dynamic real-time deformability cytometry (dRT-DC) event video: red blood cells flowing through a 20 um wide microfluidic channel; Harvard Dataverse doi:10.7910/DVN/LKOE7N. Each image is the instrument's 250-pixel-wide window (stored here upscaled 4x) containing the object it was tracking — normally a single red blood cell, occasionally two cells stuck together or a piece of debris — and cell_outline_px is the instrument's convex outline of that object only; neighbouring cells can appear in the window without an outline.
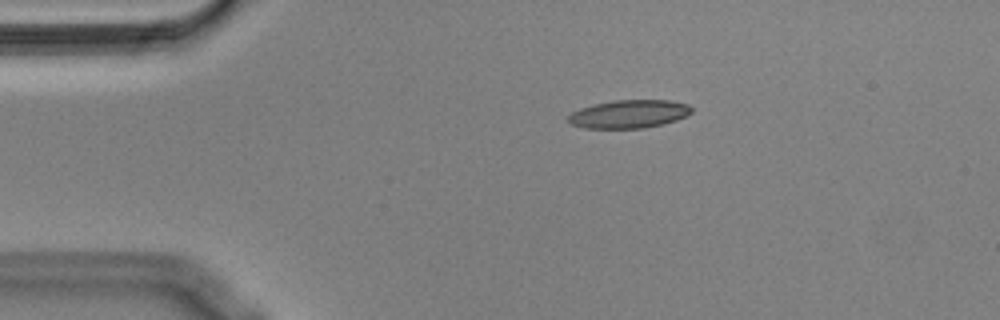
{"species": "Egyptian fruit bat (a non-hibernating species)", "species_latin": "Rousettus aegyptiacus", "temperature_condition": "cold", "stored_images_in_passage": 46, "camera_frame_rate_fps": 3000, "um_per_image_px": 0.085, "animal": {"sex": "male"}, "frame": {"image": 1, "passage_image": 1, "time_ms": 0.0, "image_size_px": [1000, 320], "cell_outline_px": [[692, 112], [676, 120], [664, 124], [644, 128], [584, 128], [572, 124], [568, 120], [568, 116], [572, 112], [580, 108], [596, 104], [616, 100], [672, 100], [688, 104], [692, 108]], "centroid_in_image_um": [53.49, 9.69], "position_along_channel_um": 31.5, "area_um2": 20.17}}
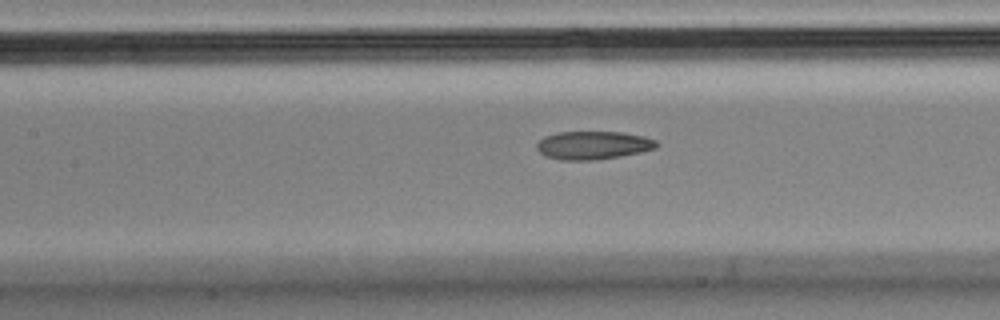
{"frame": {"image": 2, "passage_image": 15, "time_ms": 4.667, "image_size_px": [1000, 320], "cell_outline_px": [[660, 144], [656, 148], [640, 152], [620, 156], [592, 160], [560, 160], [544, 156], [536, 148], [536, 144], [544, 136], [560, 132], [620, 132], [644, 136], [656, 140]], "centroid_in_image_um": [50.41, 12.35], "position_along_channel_um": 157.0, "area_um2": 19.71}}
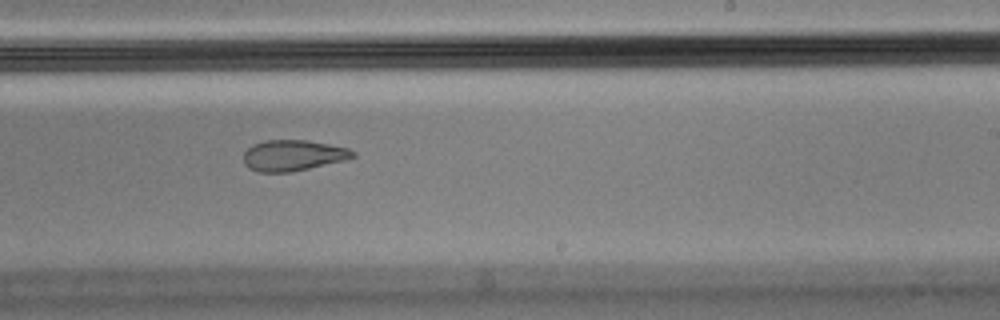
{"frame": {"image": 3, "passage_image": 24, "time_ms": 7.667, "image_size_px": [1000, 320], "cell_outline_px": [[356, 156], [344, 160], [292, 172], [256, 172], [248, 168], [244, 164], [244, 152], [252, 144], [264, 140], [308, 140], [348, 148], [356, 152]], "centroid_in_image_um": [24.88, 13.21], "position_along_channel_um": 264.1, "area_um2": 19.77}, "authors_computed_cell_mechanics": {"area_um2": 20.9236, "velocity_mm_per_s": 3.579, "shape_relaxation_time_tau1_ms": null, "shape_relaxation_time_tau2_ms": 3.1007, "deformation_change_tau1": null, "deformation_change_tau2": 0.1045}}